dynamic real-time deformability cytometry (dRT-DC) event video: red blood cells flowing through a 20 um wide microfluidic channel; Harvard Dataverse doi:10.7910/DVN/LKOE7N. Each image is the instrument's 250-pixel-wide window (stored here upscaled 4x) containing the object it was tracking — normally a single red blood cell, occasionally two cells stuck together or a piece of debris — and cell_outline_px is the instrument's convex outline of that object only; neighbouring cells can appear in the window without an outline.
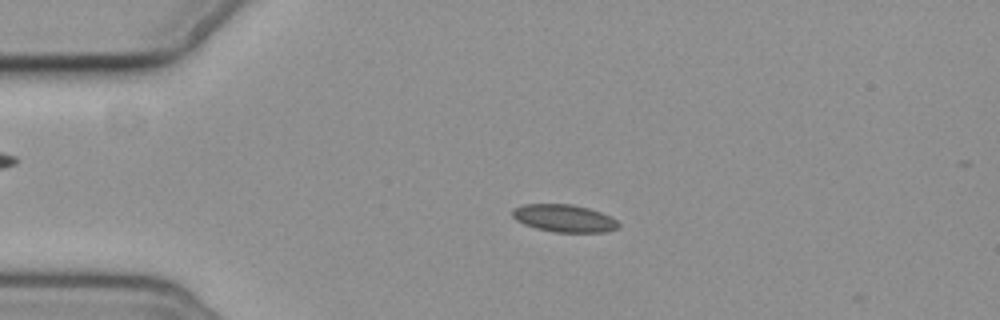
{"species": "common noctule bat (a hibernating species)", "species_latin": "Nyctalus noctula", "temperature_condition": "cold", "stored_images_in_passage": 4, "camera_frame_rate_fps": 3000, "um_per_image_px": 0.085, "animal": {"sex": "female", "body_mass_g": 19.3, "forearm_length_mm": 54.1}, "frame": {"image": 1, "passage_image": 3, "time_ms": 2.333, "image_size_px": [1000, 320], "cell_outline_px": [[620, 228], [608, 232], [552, 232], [536, 228], [524, 224], [516, 220], [512, 216], [512, 208], [524, 204], [572, 204], [588, 208], [612, 216], [620, 224]], "centroid_in_image_um": [47.97, 18.56], "position_along_channel_um": 37.0, "area_um2": 17.22}}